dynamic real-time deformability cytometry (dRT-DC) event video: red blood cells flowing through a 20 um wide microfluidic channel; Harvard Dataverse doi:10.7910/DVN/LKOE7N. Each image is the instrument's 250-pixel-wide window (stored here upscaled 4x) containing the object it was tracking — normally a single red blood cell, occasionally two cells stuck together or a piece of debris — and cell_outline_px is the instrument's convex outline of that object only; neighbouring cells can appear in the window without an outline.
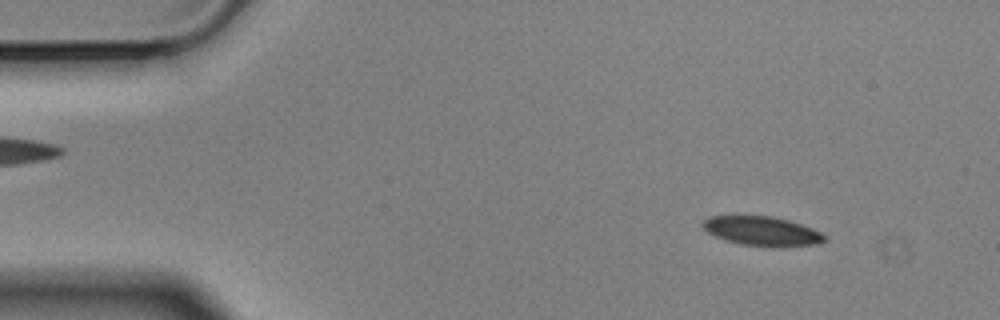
{"species": "Egyptian fruit bat (a non-hibernating species)", "species_latin": "Rousettus aegyptiacus", "temperature_condition": "cold", "stored_images_in_passage": 4, "camera_frame_rate_fps": 3000, "um_per_image_px": 0.085, "animal": {"sex": "male"}, "frame": {"image": 1, "passage_image": 1, "time_ms": 0.0, "image_size_px": [1000, 320], "cell_outline_px": [[824, 240], [816, 244], [780, 248], [772, 248], [740, 244], [724, 240], [708, 232], [700, 224], [708, 216], [772, 216], [788, 220], [812, 228], [820, 232], [824, 236]], "centroid_in_image_um": [64.75, 19.66], "position_along_channel_um": 20.2, "area_um2": 20.92}}
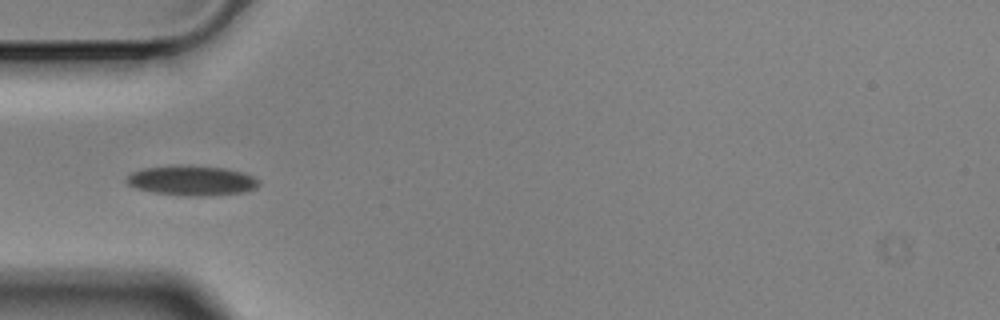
{"frame": {"image": 2, "passage_image": 4, "time_ms": 1.0, "image_size_px": [1000, 320], "cell_outline_px": [[260, 184], [256, 188], [240, 192], [208, 196], [184, 196], [152, 192], [136, 188], [128, 184], [124, 180], [132, 172], [144, 168], [180, 164], [224, 168], [240, 172], [252, 176]], "centroid_in_image_um": [16.24, 15.34], "position_along_channel_um": 68.8, "area_um2": 23.0}}